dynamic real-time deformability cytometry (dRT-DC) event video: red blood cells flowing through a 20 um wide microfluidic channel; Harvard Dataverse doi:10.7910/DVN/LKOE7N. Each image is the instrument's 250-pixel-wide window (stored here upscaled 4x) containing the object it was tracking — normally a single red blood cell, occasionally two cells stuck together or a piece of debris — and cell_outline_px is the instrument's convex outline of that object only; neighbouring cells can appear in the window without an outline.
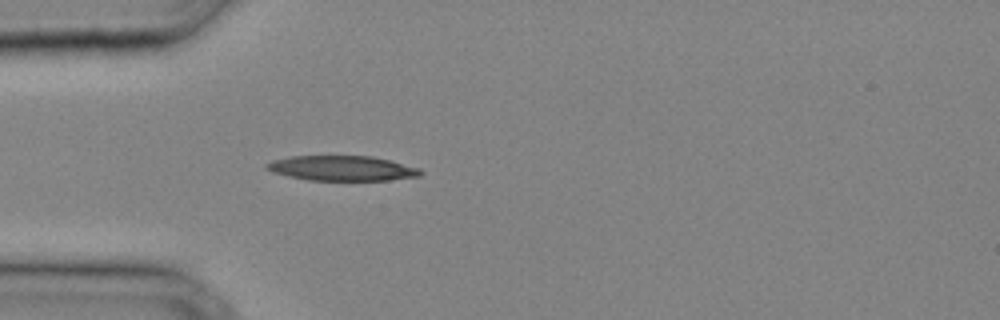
{"species": "common noctule bat (a hibernating species)", "species_latin": "Nyctalus noctula", "temperature_condition": "cold", "stored_images_in_passage": 15, "camera_frame_rate_fps": 3000, "um_per_image_px": 0.085, "animal": {"sex": "male", "body_mass_g": 20.4}, "frame": {"image": 1, "passage_image": 5, "time_ms": 1.333, "image_size_px": [1000, 320], "cell_outline_px": [[424, 172], [420, 176], [388, 180], [308, 180], [288, 176], [272, 172], [264, 168], [264, 164], [272, 160], [292, 156], [372, 156], [420, 168]], "centroid_in_image_um": [29.04, 14.3], "position_along_channel_um": 56.0, "area_um2": 22.43}}
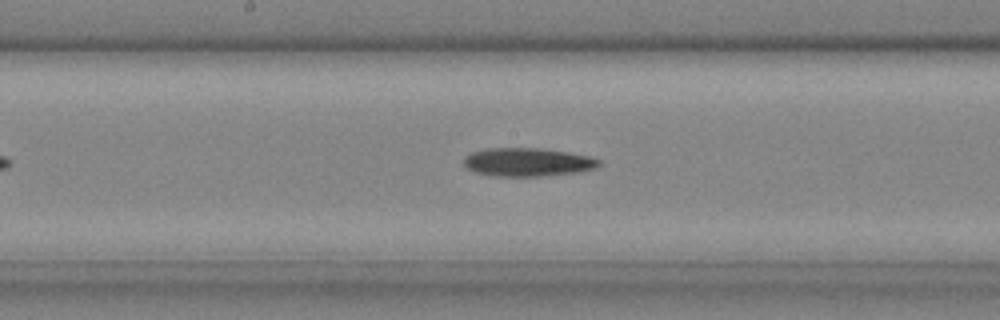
{"frame": {"image": 2, "passage_image": 13, "time_ms": 4.0, "image_size_px": [1000, 320], "cell_outline_px": [[600, 164], [596, 168], [576, 172], [540, 176], [496, 176], [476, 172], [468, 168], [464, 164], [464, 156], [472, 152], [488, 148], [540, 148], [568, 152], [592, 156], [600, 160]], "centroid_in_image_um": [44.86, 13.77], "position_along_channel_um": 203.3, "area_um2": 22.31}}
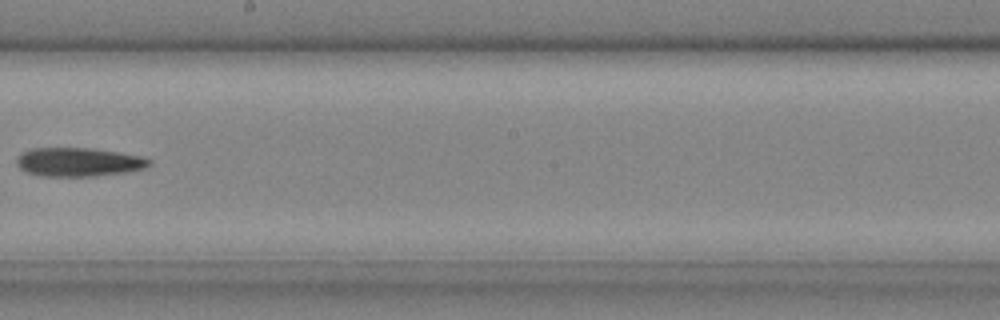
{"frame": {"image": 3, "passage_image": 15, "time_ms": 4.667, "image_size_px": [1000, 320], "cell_outline_px": [[152, 164], [144, 168], [124, 172], [96, 176], [36, 176], [20, 168], [16, 164], [16, 156], [32, 148], [92, 148], [140, 156], [152, 160]], "centroid_in_image_um": [6.65, 13.77], "position_along_channel_um": 241.6, "area_um2": 22.2}}